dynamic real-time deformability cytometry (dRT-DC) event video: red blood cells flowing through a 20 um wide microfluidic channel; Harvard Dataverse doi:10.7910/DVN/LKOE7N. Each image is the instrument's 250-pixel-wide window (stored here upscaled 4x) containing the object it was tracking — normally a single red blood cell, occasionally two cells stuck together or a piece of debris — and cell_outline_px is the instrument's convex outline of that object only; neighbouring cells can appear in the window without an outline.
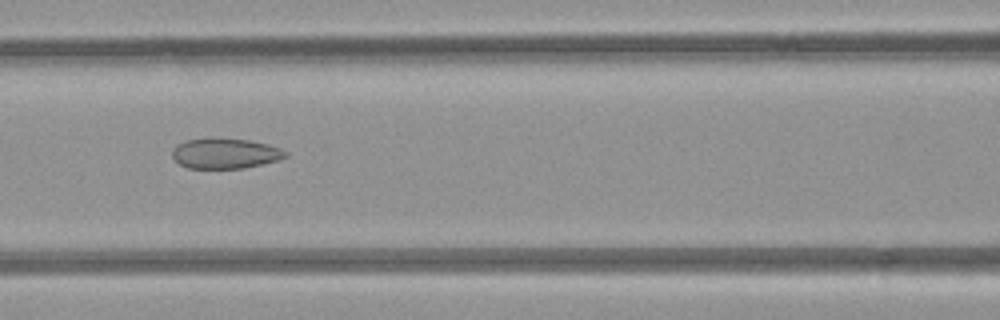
{"species": "common noctule bat (a hibernating species)", "species_latin": "Nyctalus noctula", "temperature_condition": "room temperature", "stored_images_in_passage": 8, "camera_frame_rate_fps": 3000, "um_per_image_px": 0.085, "animal": {"sex": "female", "body_mass_g": 21.9}, "frame": {"image": 1, "passage_image": 6, "time_ms": 6.667, "image_size_px": [1000, 320], "cell_outline_px": [[288, 156], [276, 160], [244, 168], [188, 168], [180, 164], [172, 156], [172, 148], [176, 144], [184, 140], [212, 136], [220, 136], [248, 140], [268, 144], [280, 148], [288, 152]], "centroid_in_image_um": [19.09, 13.0], "position_along_channel_um": 147.5, "area_um2": 20.46}}
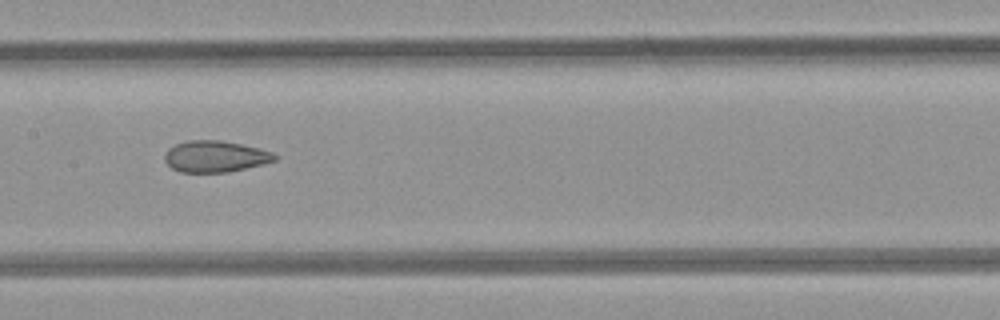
{"frame": {"image": 2, "passage_image": 7, "time_ms": 7.667, "image_size_px": [1000, 320], "cell_outline_px": [[280, 156], [276, 160], [228, 172], [180, 172], [172, 168], [164, 160], [164, 156], [168, 148], [176, 144], [188, 140], [220, 140], [260, 148], [272, 152]], "centroid_in_image_um": [18.29, 13.29], "position_along_channel_um": 189.1, "area_um2": 20.06}}
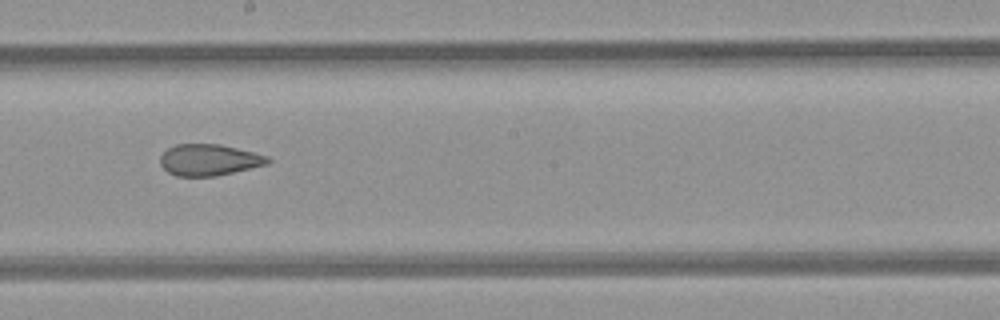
{"frame": {"image": 3, "passage_image": 8, "time_ms": 8.667, "image_size_px": [1000, 320], "cell_outline_px": [[272, 160], [268, 164], [216, 176], [176, 176], [168, 172], [160, 164], [160, 156], [168, 148], [176, 144], [220, 144], [268, 156]], "centroid_in_image_um": [17.76, 13.59], "position_along_channel_um": 230.4, "area_um2": 19.59}}